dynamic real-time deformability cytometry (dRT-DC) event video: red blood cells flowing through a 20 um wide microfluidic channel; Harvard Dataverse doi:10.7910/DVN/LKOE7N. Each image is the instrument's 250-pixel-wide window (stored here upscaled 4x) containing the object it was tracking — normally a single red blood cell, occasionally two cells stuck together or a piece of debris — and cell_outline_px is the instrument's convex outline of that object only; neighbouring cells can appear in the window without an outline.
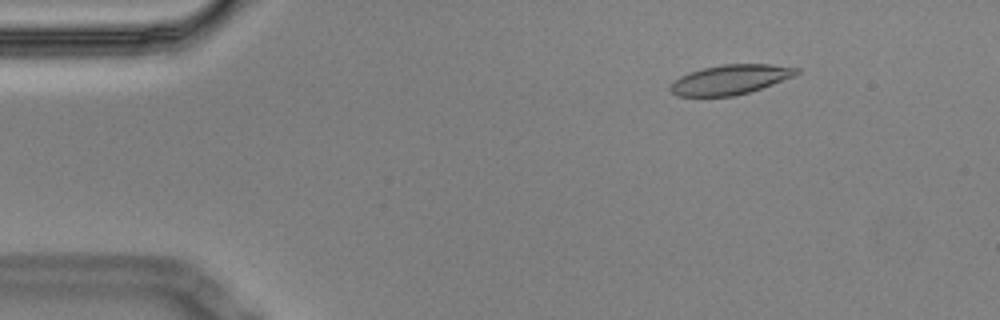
{"species": "Egyptian fruit bat (a non-hibernating species)", "species_latin": "Rousettus aegyptiacus", "temperature_condition": "cold", "stored_images_in_passage": 6, "segment_of_instrument_passage": [1, 2], "camera_frame_rate_fps": 3000, "um_per_image_px": 0.085, "animal": {"sex": "male"}, "frame": {"image": 1, "passage_image": 3, "time_ms": 0.667, "image_size_px": [1000, 320], "cell_outline_px": [[800, 72], [796, 76], [736, 96], [676, 96], [668, 88], [680, 76], [688, 72], [704, 68], [724, 64], [772, 64], [800, 68]], "centroid_in_image_um": [62.1, 6.76], "position_along_channel_um": 22.9, "area_um2": 21.79}}